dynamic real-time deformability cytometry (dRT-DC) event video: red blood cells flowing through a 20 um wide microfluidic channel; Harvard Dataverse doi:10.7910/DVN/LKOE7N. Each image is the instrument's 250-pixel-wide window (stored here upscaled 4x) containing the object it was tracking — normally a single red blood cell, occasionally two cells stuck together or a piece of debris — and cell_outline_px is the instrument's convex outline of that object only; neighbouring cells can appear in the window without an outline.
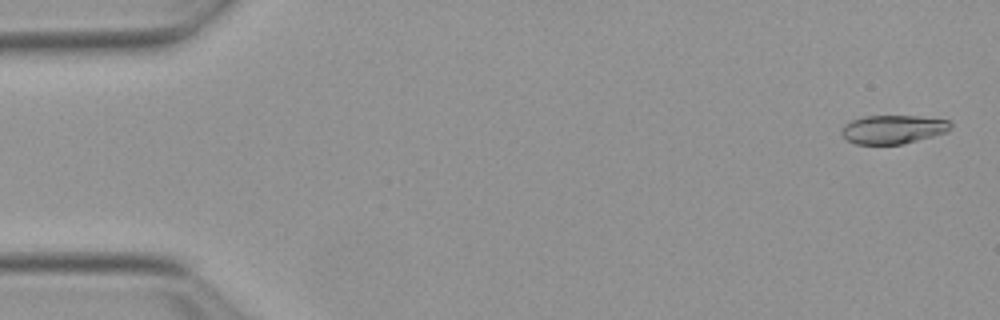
{"species": "Egyptian fruit bat (a non-hibernating species)", "species_latin": "Rousettus aegyptiacus", "temperature_condition": "warm", "stored_images_in_passage": 42, "camera_frame_rate_fps": 3000, "um_per_image_px": 0.085, "animal": {"sex": "female"}, "frame": {"image": 1, "passage_image": 2, "time_ms": 0.333, "image_size_px": [1000, 320], "cell_outline_px": [[952, 128], [948, 132], [900, 144], [856, 144], [848, 140], [840, 132], [844, 124], [852, 120], [864, 116], [920, 116], [948, 120], [952, 124]], "centroid_in_image_um": [75.92, 10.99], "position_along_channel_um": 9.1, "area_um2": 18.15}}
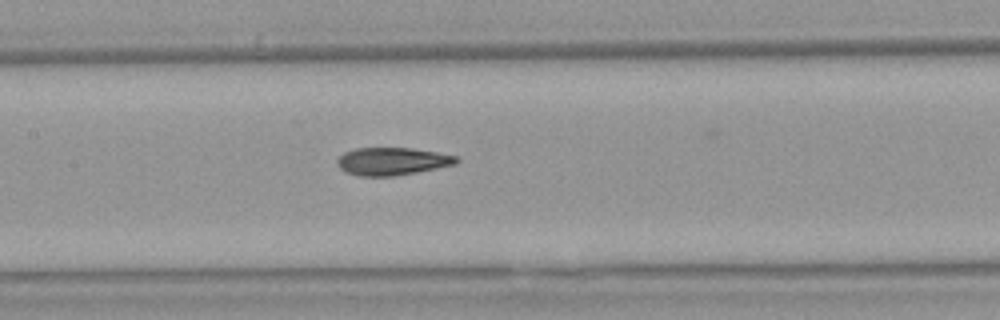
{"frame": {"image": 2, "passage_image": 25, "time_ms": 8.0, "image_size_px": [1000, 320], "cell_outline_px": [[460, 160], [456, 164], [416, 172], [392, 176], [356, 176], [344, 172], [336, 164], [336, 160], [344, 152], [356, 148], [412, 148], [436, 152], [456, 156]], "centroid_in_image_um": [33.29, 13.71], "position_along_channel_um": 174.1, "area_um2": 19.25}}
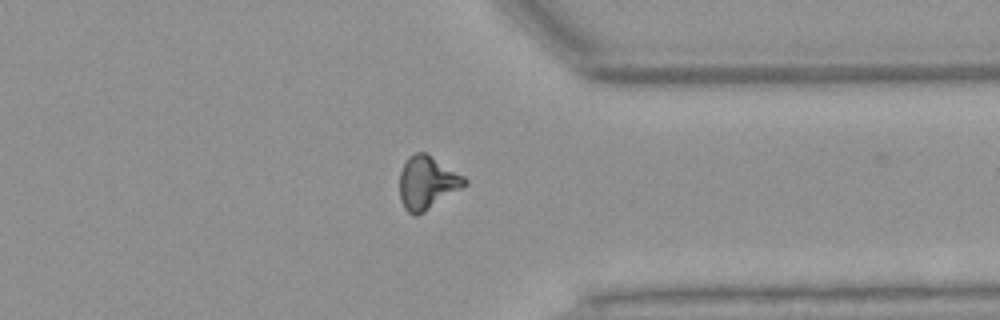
{"frame": {"image": 3, "passage_image": 41, "time_ms": 13.333, "image_size_px": [1000, 320], "cell_outline_px": [[468, 184], [424, 212], [416, 216], [408, 212], [404, 208], [400, 200], [400, 172], [408, 156], [416, 152], [424, 152], [464, 176], [468, 180]], "centroid_in_image_um": [36.3, 15.54], "position_along_channel_um": 375.1, "area_um2": 19.94}}